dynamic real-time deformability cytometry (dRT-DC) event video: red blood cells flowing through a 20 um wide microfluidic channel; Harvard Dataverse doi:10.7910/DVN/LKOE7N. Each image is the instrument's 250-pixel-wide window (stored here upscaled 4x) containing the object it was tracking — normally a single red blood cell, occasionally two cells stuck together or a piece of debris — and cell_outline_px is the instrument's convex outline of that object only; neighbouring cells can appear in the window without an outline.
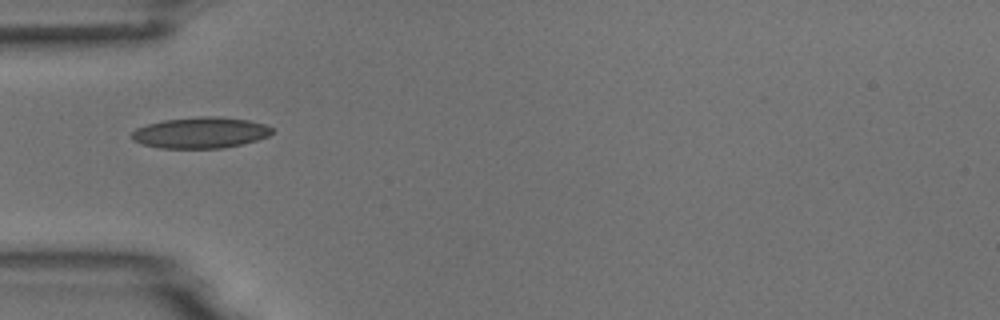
{"species": "common noctule bat (a hibernating species)", "species_latin": "Nyctalus noctula", "temperature_condition": "room temperature", "stored_images_in_passage": 1, "camera_frame_rate_fps": 3000, "um_per_image_px": 0.085, "animal": {"sex": "male", "body_mass_g": 18.8}, "frame": {"image": 1, "passage_image": 1, "time_ms": 0.0, "image_size_px": [1000, 320], "cell_outline_px": [[272, 132], [268, 136], [256, 140], [224, 148], [160, 148], [144, 144], [132, 140], [132, 132], [136, 128], [148, 124], [164, 120], [200, 116], [220, 116], [248, 120], [264, 124], [272, 128]], "centroid_in_image_um": [17.04, 11.27], "position_along_channel_um": 68.0, "area_um2": 25.26}}